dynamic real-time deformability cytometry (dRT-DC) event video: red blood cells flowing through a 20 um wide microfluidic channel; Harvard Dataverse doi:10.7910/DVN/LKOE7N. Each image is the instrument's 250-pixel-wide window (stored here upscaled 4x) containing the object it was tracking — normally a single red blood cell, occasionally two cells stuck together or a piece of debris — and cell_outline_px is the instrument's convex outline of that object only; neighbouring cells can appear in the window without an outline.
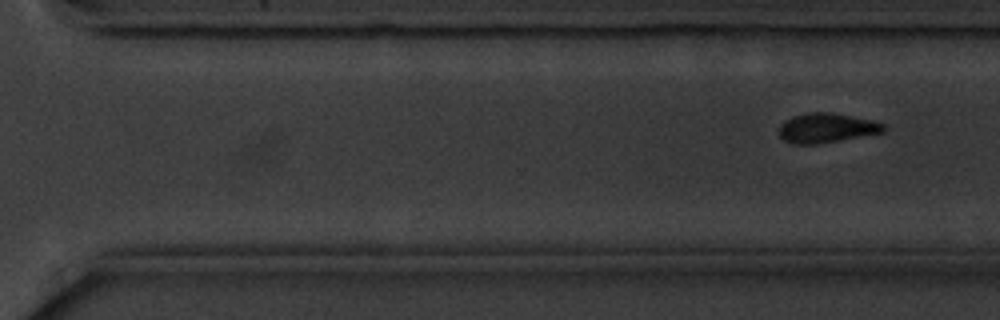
{"species": "common noctule bat (a hibernating species)", "species_latin": "Nyctalus noctula", "temperature_condition": "cold", "stored_images_in_passage": 12, "camera_frame_rate_fps": 3000, "um_per_image_px": 0.085, "animal": {"sex": "male", "body_mass_g": 20.1, "forearm_length_mm": 53.5}, "frame": {"image": 1, "passage_image": 12, "time_ms": 14.333, "image_size_px": [1000, 320], "cell_outline_px": [[884, 132], [840, 140], [816, 144], [792, 144], [784, 140], [780, 136], [780, 124], [784, 120], [792, 116], [808, 112], [832, 112], [872, 120], [884, 124]], "centroid_in_image_um": [70.22, 10.87], "position_along_channel_um": 300.4, "area_um2": 17.98}}